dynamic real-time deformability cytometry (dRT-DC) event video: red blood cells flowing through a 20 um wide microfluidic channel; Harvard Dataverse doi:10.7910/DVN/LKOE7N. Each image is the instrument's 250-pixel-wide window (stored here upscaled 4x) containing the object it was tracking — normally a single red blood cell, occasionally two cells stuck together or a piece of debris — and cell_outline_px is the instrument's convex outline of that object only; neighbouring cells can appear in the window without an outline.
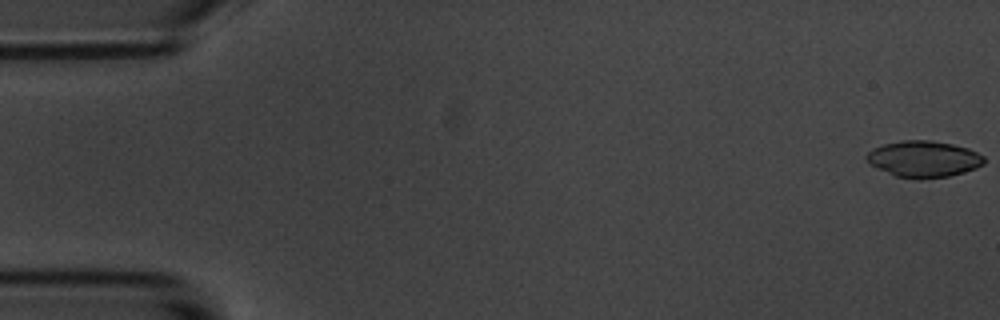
{"species": "common noctule bat (a hibernating species)", "species_latin": "Nyctalus noctula", "temperature_condition": "room temperature", "stored_images_in_passage": 5, "camera_frame_rate_fps": 3000, "um_per_image_px": 0.085, "animal": {"sex": "male", "body_mass_g": 20.1, "forearm_length_mm": 53.5}, "frame": {"image": 1, "passage_image": 1, "time_ms": 0.0, "image_size_px": [1000, 320], "cell_outline_px": [[984, 164], [976, 168], [964, 172], [948, 176], [920, 180], [896, 176], [872, 164], [864, 156], [872, 148], [884, 144], [900, 140], [928, 140], [952, 144], [968, 148], [984, 156]], "centroid_in_image_um": [78.53, 13.51], "position_along_channel_um": 6.5, "area_um2": 24.8}}
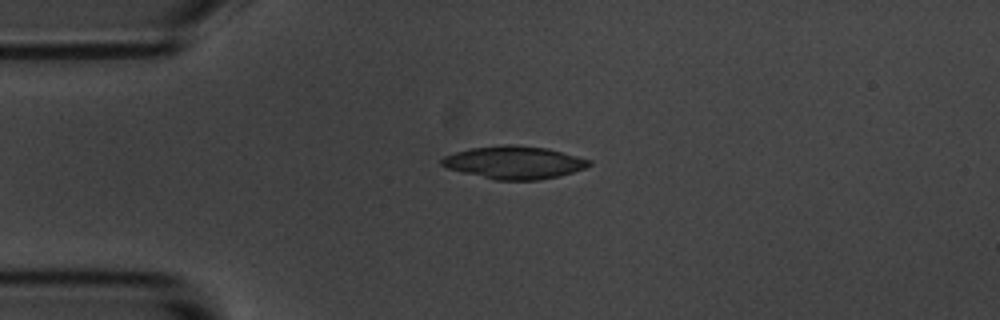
{"frame": {"image": 2, "passage_image": 4, "time_ms": 4.333, "image_size_px": [1000, 320], "cell_outline_px": [[592, 164], [584, 168], [560, 176], [540, 180], [496, 180], [448, 168], [440, 164], [440, 160], [444, 156], [468, 148], [500, 144], [516, 144], [548, 148], [592, 160]], "centroid_in_image_um": [43.72, 13.79], "position_along_channel_um": 41.3, "area_um2": 28.26}}